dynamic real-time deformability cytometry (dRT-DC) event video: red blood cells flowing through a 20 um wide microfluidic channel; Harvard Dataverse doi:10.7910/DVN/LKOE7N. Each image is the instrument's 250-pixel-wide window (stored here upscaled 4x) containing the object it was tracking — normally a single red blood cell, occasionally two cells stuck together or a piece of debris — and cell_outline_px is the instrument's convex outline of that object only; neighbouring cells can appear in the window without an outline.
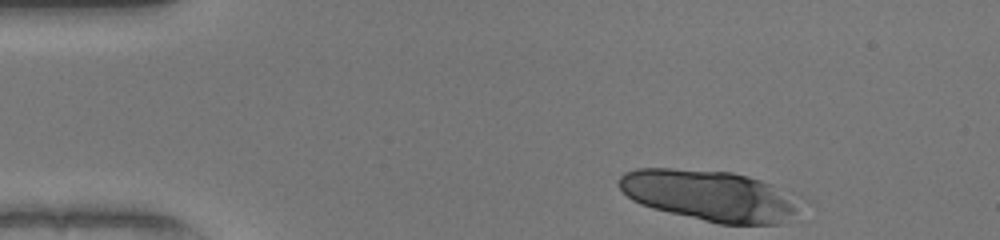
{"species": "human", "species_latin": "Homo sapiens", "temperature_condition": "warm", "stored_images_in_passage": 16, "camera_frame_rate_fps": 3000, "um_per_image_px": 0.085, "donor": {"sex": "female"}, "frame": {"image": 1, "passage_image": 1, "time_ms": 0.0, "image_size_px": [1000, 240], "cell_outline_px": [[812, 200], [780, 224], [720, 224], [652, 208], [640, 204], [632, 200], [616, 184], [620, 176], [624, 172], [636, 168], [672, 168], [732, 172], [748, 176], [772, 184]], "centroid_in_image_um": [60.45, 16.62], "position_along_channel_um": 24.5, "area_um2": 54.79}}
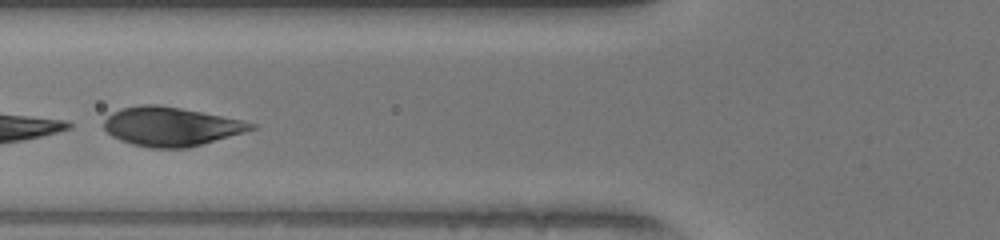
{"frame": {"image": 2, "passage_image": 14, "time_ms": 4.333, "image_size_px": [1000, 240], "cell_outline_px": [[256, 128], [244, 132], [188, 148], [152, 148], [132, 144], [120, 140], [112, 136], [104, 128], [104, 120], [112, 112], [120, 108], [140, 104], [156, 104], [180, 108], [244, 120], [256, 124]], "centroid_in_image_um": [14.51, 10.75], "position_along_channel_um": 111.3, "area_um2": 33.35}}